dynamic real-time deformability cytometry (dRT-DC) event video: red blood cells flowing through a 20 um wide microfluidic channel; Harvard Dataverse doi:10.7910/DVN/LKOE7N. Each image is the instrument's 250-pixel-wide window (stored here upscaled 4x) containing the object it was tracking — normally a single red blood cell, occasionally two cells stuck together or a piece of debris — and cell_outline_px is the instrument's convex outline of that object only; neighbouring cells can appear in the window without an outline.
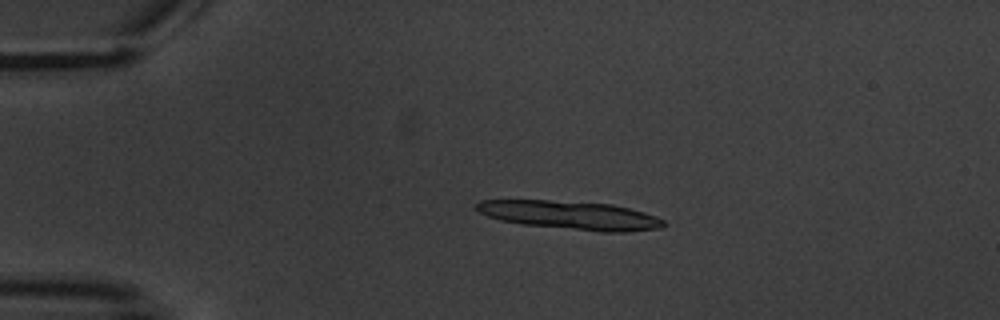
{"species": "common noctule bat (a hibernating species)", "species_latin": "Nyctalus noctula", "temperature_condition": "warm", "stored_images_in_passage": 4, "camera_frame_rate_fps": 3000, "um_per_image_px": 0.085, "animal": {"sex": "male", "body_mass_g": 20.1, "forearm_length_mm": 53.5}, "frame": {"image": 1, "passage_image": 3, "time_ms": 3.0, "image_size_px": [1000, 320], "cell_outline_px": [[668, 224], [660, 228], [624, 232], [600, 232], [524, 224], [500, 220], [488, 216], [480, 212], [476, 208], [476, 204], [480, 200], [548, 200], [612, 204], [644, 212], [656, 216], [664, 220]], "centroid_in_image_um": [48.52, 18.29], "position_along_channel_um": 36.5, "area_um2": 30.98}}